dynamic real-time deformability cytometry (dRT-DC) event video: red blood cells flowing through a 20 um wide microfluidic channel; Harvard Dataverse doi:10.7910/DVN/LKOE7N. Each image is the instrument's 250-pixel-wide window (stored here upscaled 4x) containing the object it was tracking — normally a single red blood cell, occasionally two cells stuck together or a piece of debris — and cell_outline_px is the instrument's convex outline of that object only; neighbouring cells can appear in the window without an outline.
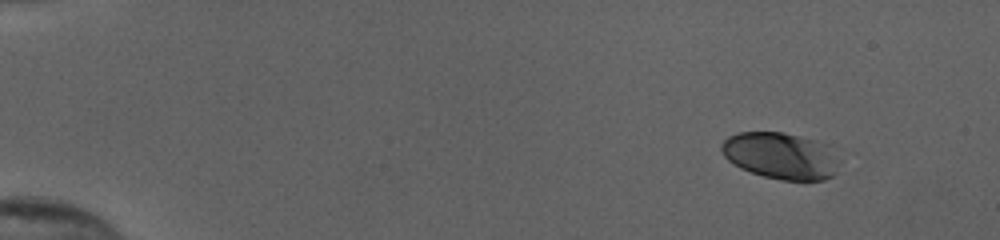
{"species": "human", "species_latin": "Homo sapiens", "temperature_condition": "cold", "stored_images_in_passage": 49, "camera_frame_rate_fps": 3000, "um_per_image_px": 0.085, "donor": {"sex": "female"}, "frame": {"image": 1, "passage_image": 1, "time_ms": 0.0, "image_size_px": [1000, 240], "cell_outline_px": [[836, 164], [832, 176], [824, 180], [780, 180], [764, 176], [740, 168], [728, 160], [724, 156], [720, 148], [720, 144], [728, 136], [740, 132], [784, 132], [812, 140]], "centroid_in_image_um": [66.14, 13.25], "position_along_channel_um": 18.9, "area_um2": 30.46}}
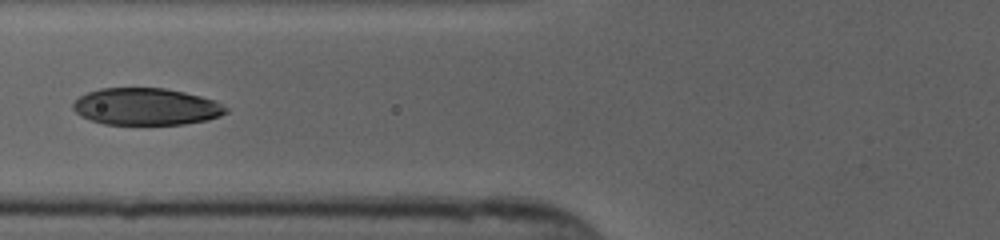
{"frame": {"image": 2, "passage_image": 19, "time_ms": 6.0, "image_size_px": [1000, 240], "cell_outline_px": [[228, 112], [220, 116], [208, 120], [184, 124], [104, 124], [80, 116], [72, 108], [72, 104], [80, 96], [88, 92], [100, 88], [164, 88], [184, 92], [216, 100], [228, 108]], "centroid_in_image_um": [12.44, 9.06], "position_along_channel_um": 113.4, "area_um2": 33.0}}
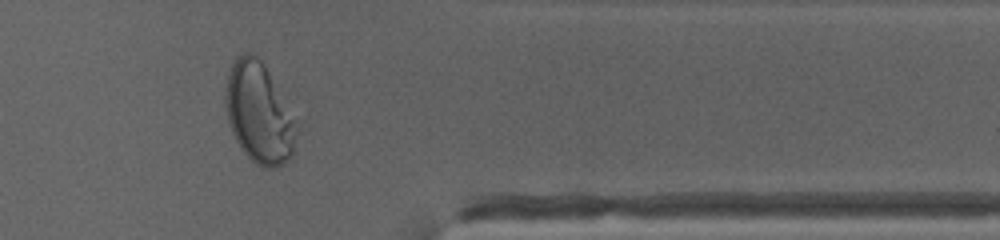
{"frame": {"image": 3, "passage_image": 41, "time_ms": 13.333, "image_size_px": [1000, 240], "cell_outline_px": [[308, 124], [292, 160], [276, 168], [264, 168], [256, 164], [240, 148], [232, 132], [228, 120], [224, 104], [224, 92], [228, 76], [232, 64], [236, 56], [244, 52], [248, 52], [256, 56], [264, 64]], "centroid_in_image_um": [22.24, 9.66], "position_along_channel_um": 389.2, "area_um2": 45.26}, "authors_computed_cell_mechanics": {"area_um2": 34.6222, "velocity_mm_per_s": 3.873, "shape_relaxation_time_tau1_ms": 3.7306, "shape_relaxation_time_tau2_ms": null, "deformation_change_tau1": 0.1838, "deformation_change_tau2": null}}